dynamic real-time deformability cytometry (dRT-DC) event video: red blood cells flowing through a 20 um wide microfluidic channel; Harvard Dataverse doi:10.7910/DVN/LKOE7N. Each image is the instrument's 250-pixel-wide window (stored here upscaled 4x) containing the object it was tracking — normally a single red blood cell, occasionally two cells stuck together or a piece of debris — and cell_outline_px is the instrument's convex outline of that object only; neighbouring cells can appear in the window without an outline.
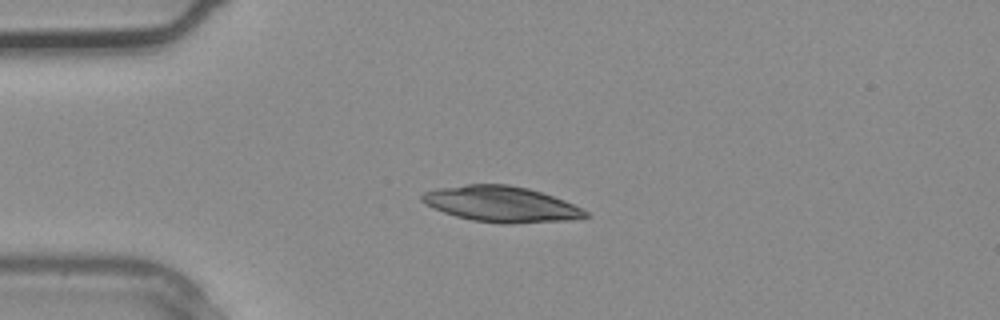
{"species": "common noctule bat (a hibernating species)", "species_latin": "Nyctalus noctula", "temperature_condition": "warm", "stored_images_in_passage": 1, "camera_frame_rate_fps": 3000, "um_per_image_px": 0.085, "animal": {"sex": "male", "body_mass_g": 20.4}, "frame": {"image": 1, "passage_image": 1, "time_ms": 0.0, "image_size_px": [1000, 320], "cell_outline_px": [[588, 216], [572, 220], [512, 224], [500, 224], [472, 220], [456, 216], [444, 212], [420, 200], [420, 196], [424, 192], [436, 188], [464, 184], [508, 184], [528, 188], [564, 200], [588, 212]], "centroid_in_image_um": [42.6, 17.35], "position_along_channel_um": 42.4, "area_um2": 33.99}}